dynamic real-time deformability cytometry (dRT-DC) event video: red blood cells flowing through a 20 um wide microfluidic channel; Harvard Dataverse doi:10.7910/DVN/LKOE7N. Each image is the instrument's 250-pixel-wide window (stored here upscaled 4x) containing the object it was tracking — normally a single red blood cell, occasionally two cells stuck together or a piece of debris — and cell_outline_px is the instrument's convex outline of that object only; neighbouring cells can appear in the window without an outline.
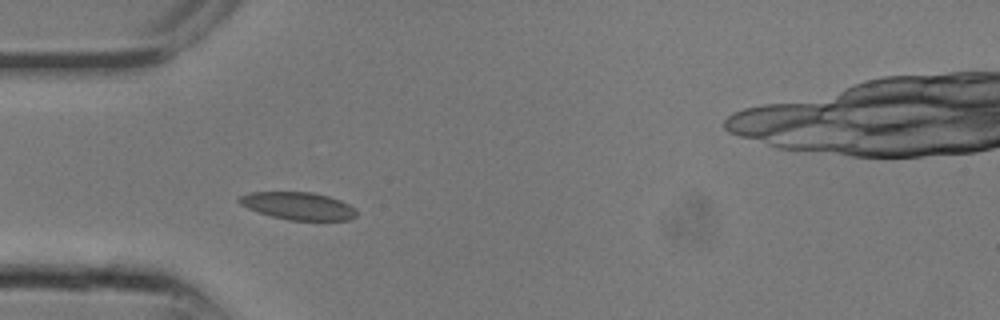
{"species": "common noctule bat (a hibernating species)", "species_latin": "Nyctalus noctula", "temperature_condition": "room temperature", "stored_images_in_passage": 9, "camera_frame_rate_fps": 3000, "um_per_image_px": 0.085, "animal": {"sex": "male", "body_mass_g": 13.3}, "frame": {"image": 1, "passage_image": 1, "time_ms": 0.0, "image_size_px": [1000, 320], "cell_outline_px": [[356, 216], [348, 220], [288, 220], [272, 216], [248, 208], [240, 204], [236, 200], [240, 196], [248, 192], [312, 192], [328, 196], [340, 200], [356, 208]], "centroid_in_image_um": [25.34, 17.5], "position_along_channel_um": 59.7, "area_um2": 18.79}}
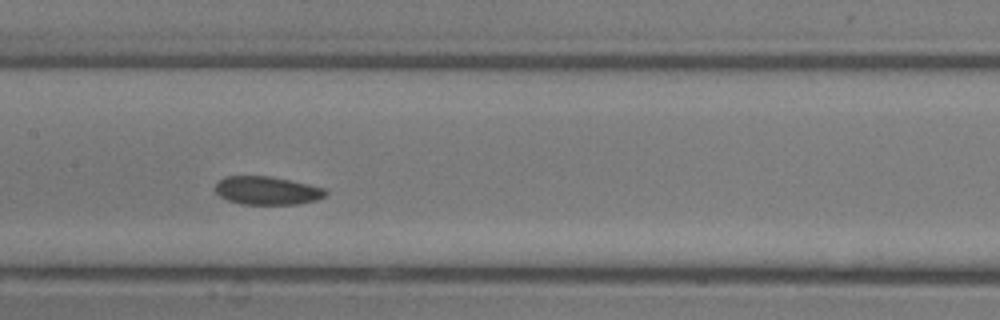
{"frame": {"image": 2, "passage_image": 6, "time_ms": 1.667, "image_size_px": [1000, 320], "cell_outline_px": [[328, 192], [324, 196], [316, 200], [296, 204], [240, 204], [228, 200], [220, 196], [216, 192], [216, 184], [224, 176], [268, 176], [308, 184], [324, 188]], "centroid_in_image_um": [22.69, 16.2], "position_along_channel_um": 184.7, "area_um2": 17.98}}
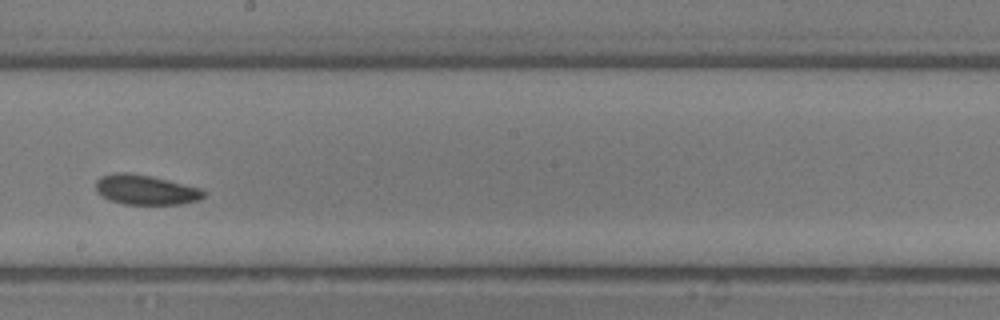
{"frame": {"image": 3, "passage_image": 8, "time_ms": 2.333, "image_size_px": [1000, 320], "cell_outline_px": [[208, 192], [200, 200], [180, 204], [124, 204], [112, 200], [96, 192], [96, 180], [100, 176], [116, 172], [128, 172], [152, 176], [200, 188]], "centroid_in_image_um": [12.4, 16.12], "position_along_channel_um": 235.8, "area_um2": 18.79}}